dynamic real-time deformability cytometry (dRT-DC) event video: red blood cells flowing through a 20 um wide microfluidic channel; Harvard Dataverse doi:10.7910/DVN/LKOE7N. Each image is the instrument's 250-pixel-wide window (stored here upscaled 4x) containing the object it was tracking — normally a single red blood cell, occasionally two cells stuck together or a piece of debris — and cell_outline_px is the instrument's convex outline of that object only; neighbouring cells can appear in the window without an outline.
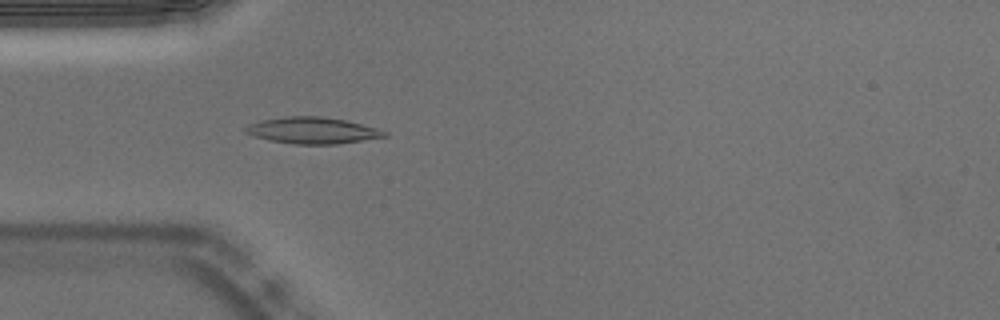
{"species": "Egyptian fruit bat (a non-hibernating species)", "species_latin": "Rousettus aegyptiacus", "temperature_condition": "warm", "stored_images_in_passage": 46, "camera_frame_rate_fps": 3000, "um_per_image_px": 0.085, "animal": {"sex": "male"}, "frame": {"image": 1, "passage_image": 8, "time_ms": 2.333, "image_size_px": [1000, 320], "cell_outline_px": [[388, 136], [336, 144], [296, 144], [272, 140], [252, 136], [244, 132], [244, 128], [248, 124], [260, 120], [284, 116], [320, 116], [344, 120], [376, 128], [388, 132]], "centroid_in_image_um": [26.51, 11.08], "position_along_channel_um": 58.5, "area_um2": 21.27}}
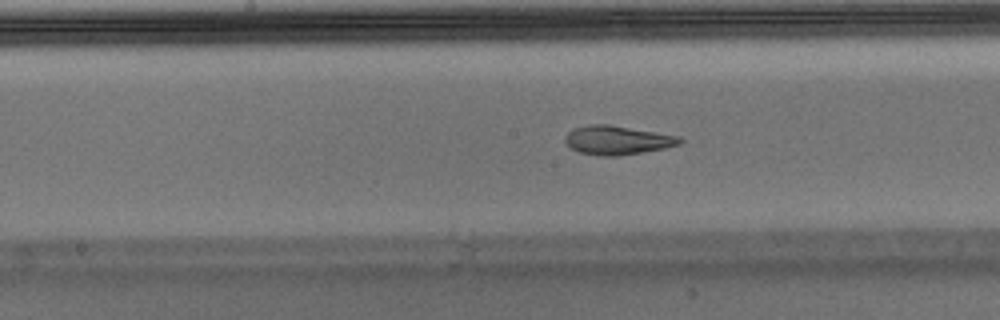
{"frame": {"image": 2, "passage_image": 19, "time_ms": 6.0, "image_size_px": [1000, 320], "cell_outline_px": [[684, 140], [680, 144], [664, 148], [616, 156], [600, 156], [580, 152], [572, 148], [564, 140], [564, 136], [568, 132], [576, 128], [592, 124], [608, 124], [680, 136]], "centroid_in_image_um": [52.48, 11.91], "position_along_channel_um": 195.7, "area_um2": 19.07}}
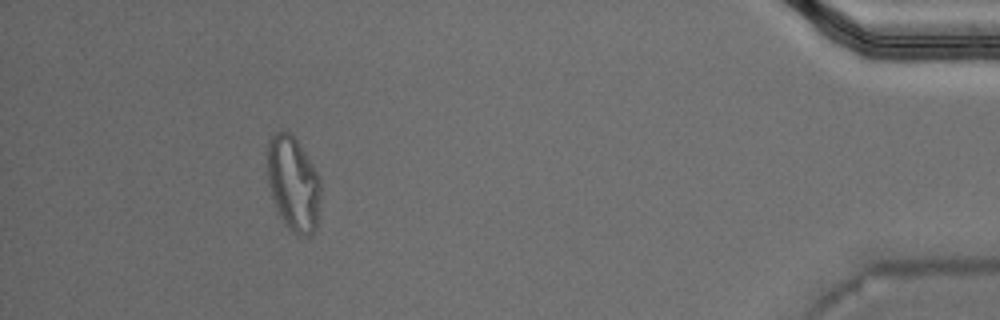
{"frame": {"image": 3, "passage_image": 41, "time_ms": 13.333, "image_size_px": [1000, 320], "cell_outline_px": [[320, 200], [316, 228], [312, 236], [300, 236], [292, 232], [284, 224], [276, 212], [272, 200], [268, 184], [268, 140], [276, 132], [288, 132], [296, 140], [312, 164], [320, 180]], "centroid_in_image_um": [24.92, 15.69], "position_along_channel_um": 410.3, "area_um2": 29.48}, "authors_computed_cell_mechanics": {"area_um2": 20.1433, "velocity_mm_per_s": 3.7634, "shape_relaxation_time_tau1_ms": null, "shape_relaxation_time_tau2_ms": 1.7425, "deformation_change_tau1": null, "deformation_change_tau2": 0.0856}}